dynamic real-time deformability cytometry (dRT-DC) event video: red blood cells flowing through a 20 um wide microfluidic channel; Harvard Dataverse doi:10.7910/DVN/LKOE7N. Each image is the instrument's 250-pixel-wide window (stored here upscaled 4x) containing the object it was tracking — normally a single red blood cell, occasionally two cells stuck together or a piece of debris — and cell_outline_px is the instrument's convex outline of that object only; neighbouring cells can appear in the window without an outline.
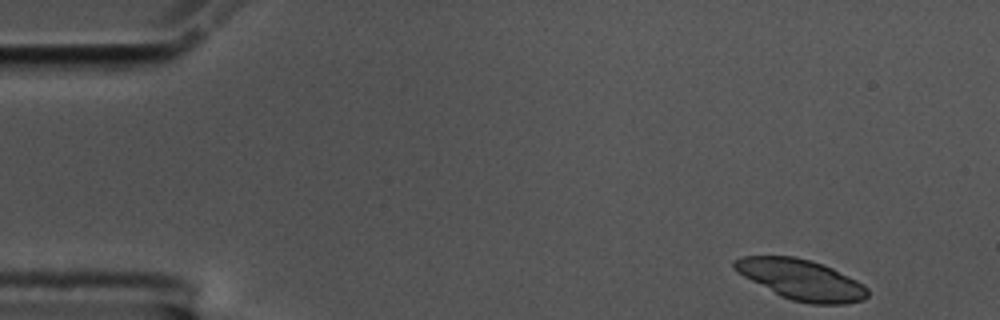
{"species": "common noctule bat (a hibernating species)", "species_latin": "Nyctalus noctula", "temperature_condition": "cold", "stored_images_in_passage": 53, "camera_frame_rate_fps": 3000, "um_per_image_px": 0.085, "animal": {"sex": "male", "body_mass_g": 17.5, "forearm_length_mm": 52.3}, "frame": {"image": 1, "passage_image": 1, "time_ms": 0.0, "image_size_px": [1000, 320], "cell_outline_px": [[868, 296], [864, 300], [844, 304], [808, 304], [792, 300], [780, 296], [736, 272], [732, 268], [732, 260], [740, 256], [796, 256], [812, 260], [824, 264], [864, 284], [868, 288]], "centroid_in_image_um": [68.08, 23.76], "position_along_channel_um": 16.9, "area_um2": 31.67}}
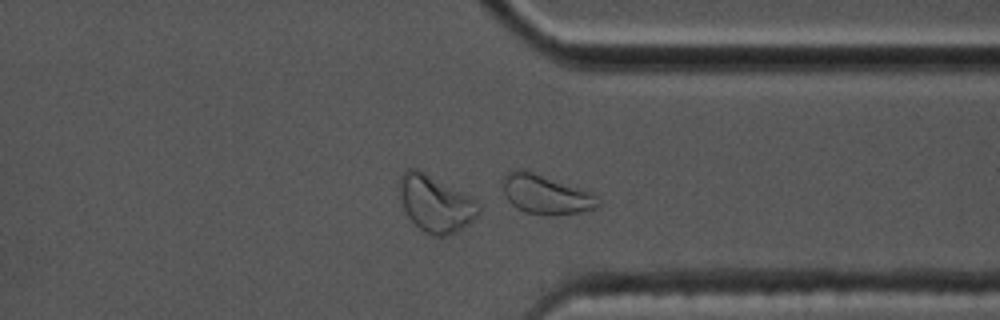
{"frame": {"image": 2, "passage_image": 40, "time_ms": 13.0, "image_size_px": [1000, 320], "cell_outline_px": [[600, 204], [596, 208], [580, 212], [552, 216], [524, 212], [516, 208], [508, 200], [504, 192], [504, 176], [508, 172], [516, 168], [524, 168], [588, 192], [596, 196], [600, 200]], "centroid_in_image_um": [46.36, 16.53], "position_along_channel_um": 365.0, "area_um2": 21.68}}